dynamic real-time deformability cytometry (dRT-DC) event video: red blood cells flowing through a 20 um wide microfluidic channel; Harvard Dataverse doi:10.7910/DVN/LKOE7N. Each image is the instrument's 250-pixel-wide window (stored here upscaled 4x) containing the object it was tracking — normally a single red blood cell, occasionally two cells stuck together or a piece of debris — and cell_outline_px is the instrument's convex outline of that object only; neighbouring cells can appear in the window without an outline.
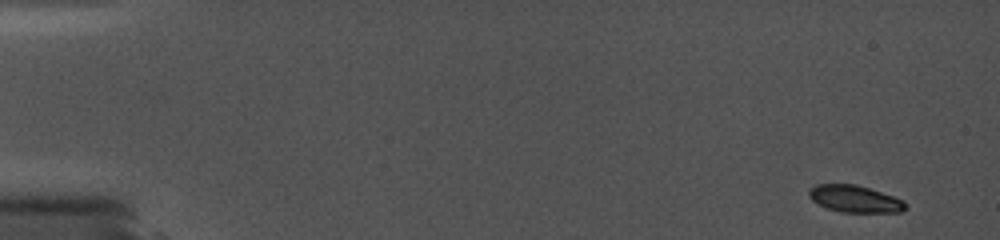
{"species": "common noctule bat (a hibernating species)", "species_latin": "Nyctalus noctula", "temperature_condition": "cold", "stored_images_in_passage": 78, "camera_frame_rate_fps": 5000, "um_per_image_px": 0.085, "animal": {"sex": "female", "body_mass_g": 19.0, "forearm_length_mm": 56.7}, "frame": {"image": 1, "passage_image": 1, "time_ms": 0.0, "image_size_px": [1000, 240], "cell_outline_px": [[908, 208], [900, 212], [840, 212], [828, 208], [812, 200], [808, 196], [808, 192], [816, 184], [856, 184], [904, 200], [908, 204]], "centroid_in_image_um": [72.69, 16.91], "position_along_channel_um": 12.3, "area_um2": 15.09}}
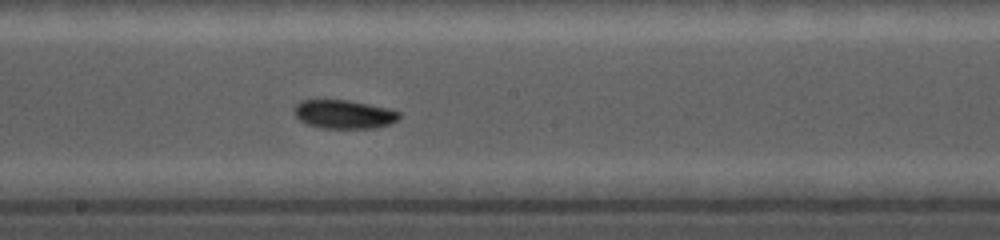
{"frame": {"image": 2, "passage_image": 43, "time_ms": 9.4, "image_size_px": [1000, 240], "cell_outline_px": [[400, 116], [396, 120], [388, 124], [376, 128], [320, 128], [308, 124], [300, 120], [292, 112], [292, 108], [300, 100], [348, 100], [388, 108], [400, 112]], "centroid_in_image_um": [29.19, 9.71], "position_along_channel_um": 219.0, "area_um2": 17.57}}
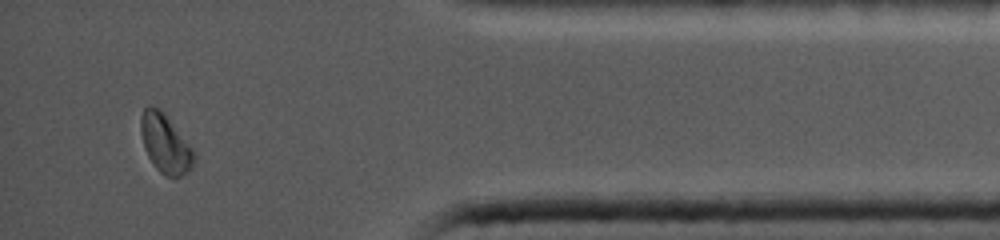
{"frame": {"image": 3, "passage_image": 73, "time_ms": 15.2, "image_size_px": [1000, 240], "cell_outline_px": [[196, 156], [192, 164], [180, 176], [164, 176], [152, 164], [144, 148], [140, 132], [140, 116], [144, 108], [148, 104], [152, 104], [160, 108], [164, 112], [192, 148]], "centroid_in_image_um": [13.99, 12.14], "position_along_channel_um": 421.2, "area_um2": 18.21}}